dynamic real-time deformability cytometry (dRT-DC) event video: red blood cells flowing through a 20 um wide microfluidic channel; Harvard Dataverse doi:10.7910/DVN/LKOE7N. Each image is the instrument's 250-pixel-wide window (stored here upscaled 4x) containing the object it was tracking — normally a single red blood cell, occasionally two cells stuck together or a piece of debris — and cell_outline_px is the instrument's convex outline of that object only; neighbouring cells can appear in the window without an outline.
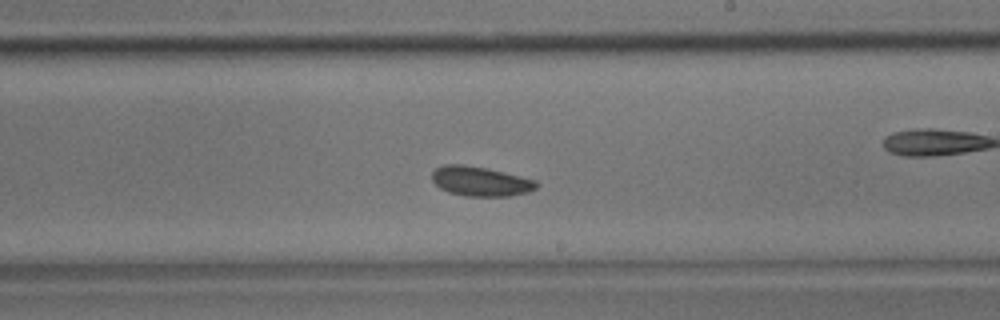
{"species": "common noctule bat (a hibernating species)", "species_latin": "Nyctalus noctula", "temperature_condition": "room temperature", "stored_images_in_passage": 29, "camera_frame_rate_fps": 3000, "um_per_image_px": 0.085, "animal": {"sex": "male", "body_mass_g": 17.9}, "frame": {"image": 1, "passage_image": 13, "time_ms": 4.0, "image_size_px": [1000, 320], "cell_outline_px": [[540, 184], [536, 188], [528, 192], [508, 196], [464, 196], [448, 192], [440, 188], [432, 180], [432, 172], [436, 168], [444, 164], [464, 164], [488, 168], [536, 180]], "centroid_in_image_um": [40.84, 15.4], "position_along_channel_um": 248.2, "area_um2": 18.15}}